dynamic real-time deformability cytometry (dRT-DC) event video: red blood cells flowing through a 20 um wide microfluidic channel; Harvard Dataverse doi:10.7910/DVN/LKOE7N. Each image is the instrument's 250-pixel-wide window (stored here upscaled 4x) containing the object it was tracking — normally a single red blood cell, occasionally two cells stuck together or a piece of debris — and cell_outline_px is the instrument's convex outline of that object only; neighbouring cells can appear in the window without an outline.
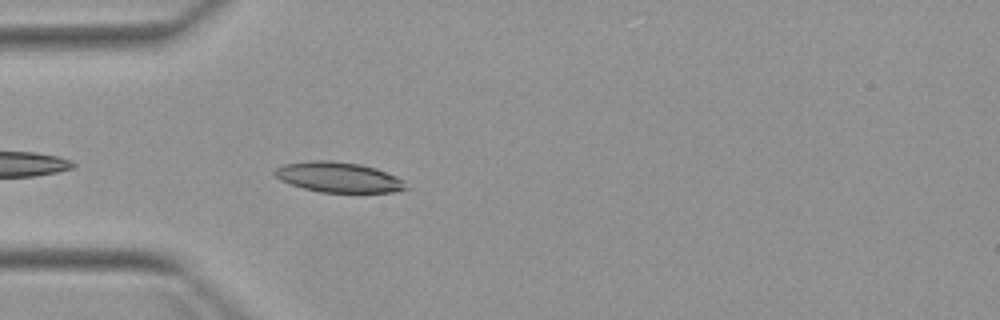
{"species": "Egyptian fruit bat (a non-hibernating species)", "species_latin": "Rousettus aegyptiacus", "temperature_condition": "warm", "stored_images_in_passage": 5, "camera_frame_rate_fps": 3000, "um_per_image_px": 0.085, "animal": {"sex": "female"}, "frame": {"image": 1, "passage_image": 5, "time_ms": 4.667, "image_size_px": [1000, 320], "cell_outline_px": [[408, 188], [392, 192], [320, 192], [304, 188], [280, 180], [272, 172], [276, 168], [284, 164], [308, 160], [332, 160], [360, 164], [376, 168], [396, 176], [404, 180]], "centroid_in_image_um": [28.77, 15.05], "position_along_channel_um": 56.2, "area_um2": 23.12}}